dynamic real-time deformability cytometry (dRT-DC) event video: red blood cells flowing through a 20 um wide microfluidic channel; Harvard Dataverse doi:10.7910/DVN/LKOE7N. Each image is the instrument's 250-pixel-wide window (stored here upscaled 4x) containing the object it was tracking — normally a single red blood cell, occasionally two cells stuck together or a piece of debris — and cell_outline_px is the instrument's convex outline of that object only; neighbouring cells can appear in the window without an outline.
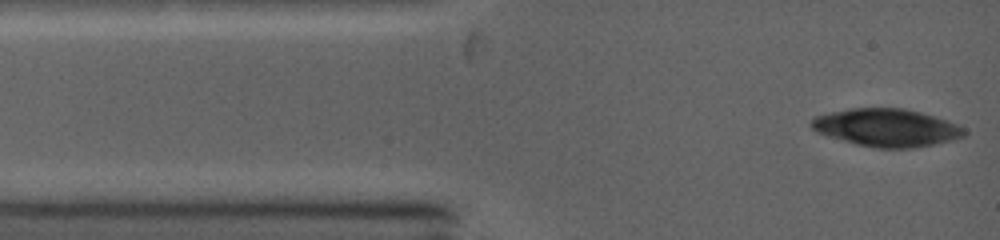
{"species": "common noctule bat (a hibernating species)", "species_latin": "Nyctalus noctula", "temperature_condition": "warm", "stored_images_in_passage": 19, "camera_frame_rate_fps": 5000, "um_per_image_px": 0.085, "animal": {"sex": "female", "body_mass_g": 19.0, "forearm_length_mm": 53.3}, "frame": {"image": 1, "passage_image": 1, "time_ms": 0.0, "image_size_px": [1000, 240], "cell_outline_px": [[968, 132], [964, 136], [952, 140], [912, 148], [876, 148], [856, 144], [828, 136], [816, 132], [808, 124], [816, 116], [832, 112], [852, 108], [904, 108], [920, 112], [948, 120], [964, 128]], "centroid_in_image_um": [75.36, 10.85], "position_along_channel_um": 9.6, "area_um2": 33.52}}
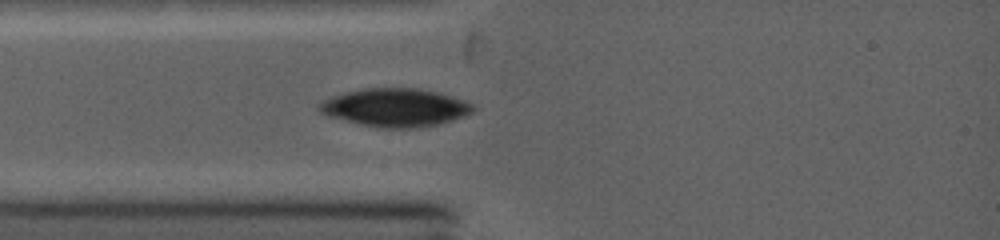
{"frame": {"image": 2, "passage_image": 9, "time_ms": 2.2, "image_size_px": [1000, 240], "cell_outline_px": [[476, 108], [472, 112], [464, 116], [440, 124], [412, 128], [376, 128], [328, 116], [320, 112], [316, 108], [316, 104], [328, 96], [364, 88], [416, 88], [440, 92], [464, 100], [472, 104]], "centroid_in_image_um": [33.56, 9.14], "position_along_channel_um": 51.4, "area_um2": 34.56}}